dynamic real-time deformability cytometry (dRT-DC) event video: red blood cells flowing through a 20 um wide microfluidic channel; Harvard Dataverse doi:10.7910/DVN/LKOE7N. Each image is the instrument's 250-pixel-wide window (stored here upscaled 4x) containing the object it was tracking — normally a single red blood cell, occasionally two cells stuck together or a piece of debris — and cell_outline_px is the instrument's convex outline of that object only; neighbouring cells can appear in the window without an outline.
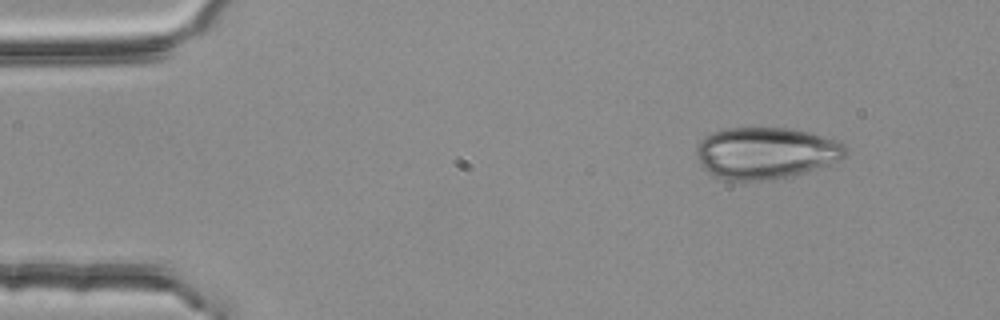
{"species": "common noctule bat (a hibernating species)", "species_latin": "Nyctalus noctula", "temperature_condition": "room temperature", "stored_images_in_passage": 3, "camera_frame_rate_fps": 3000, "um_per_image_px": 0.085, "animal": {"sex": "female", "body_mass_g": 25.1}, "frame": {"image": 1, "passage_image": 1, "time_ms": 0.0, "image_size_px": [1000, 320], "cell_outline_px": [[848, 148], [844, 156], [816, 168], [804, 172], [772, 180], [720, 180], [708, 172], [700, 164], [696, 156], [696, 148], [700, 140], [704, 136], [712, 132], [724, 128], [792, 128], [840, 140]], "centroid_in_image_um": [65.04, 12.99], "position_along_channel_um": 20.0, "area_um2": 44.97}}